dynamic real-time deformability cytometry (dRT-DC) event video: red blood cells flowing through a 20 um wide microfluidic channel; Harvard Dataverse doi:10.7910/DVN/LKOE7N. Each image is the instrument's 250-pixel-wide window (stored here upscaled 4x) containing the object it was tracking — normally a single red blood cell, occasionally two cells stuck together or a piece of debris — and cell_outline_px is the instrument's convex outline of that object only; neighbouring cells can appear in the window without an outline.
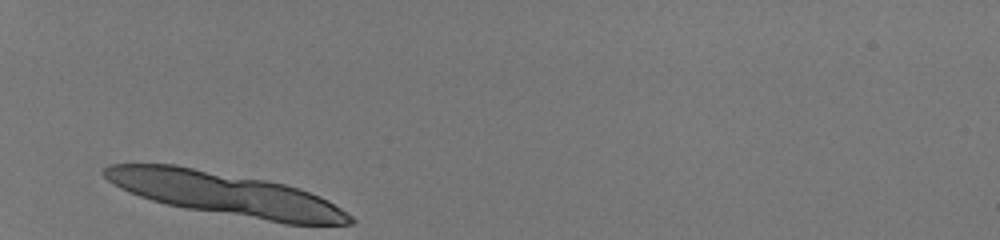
{"species": "human", "species_latin": "Homo sapiens", "temperature_condition": "room temperature", "stored_images_in_passage": 5, "camera_frame_rate_fps": 3000, "um_per_image_px": 0.085, "donor": {"sex": "male"}, "frame": {"image": 1, "passage_image": 1, "time_ms": 0.0, "image_size_px": [1000, 240], "cell_outline_px": [[356, 220], [352, 224], [284, 224], [184, 208], [164, 204], [128, 192], [120, 188], [108, 180], [100, 172], [108, 164], [176, 164], [264, 180], [284, 184], [300, 188], [320, 196], [328, 200], [348, 212]], "centroid_in_image_um": [19.17, 16.49], "position_along_channel_um": 65.8, "area_um2": 62.02}}